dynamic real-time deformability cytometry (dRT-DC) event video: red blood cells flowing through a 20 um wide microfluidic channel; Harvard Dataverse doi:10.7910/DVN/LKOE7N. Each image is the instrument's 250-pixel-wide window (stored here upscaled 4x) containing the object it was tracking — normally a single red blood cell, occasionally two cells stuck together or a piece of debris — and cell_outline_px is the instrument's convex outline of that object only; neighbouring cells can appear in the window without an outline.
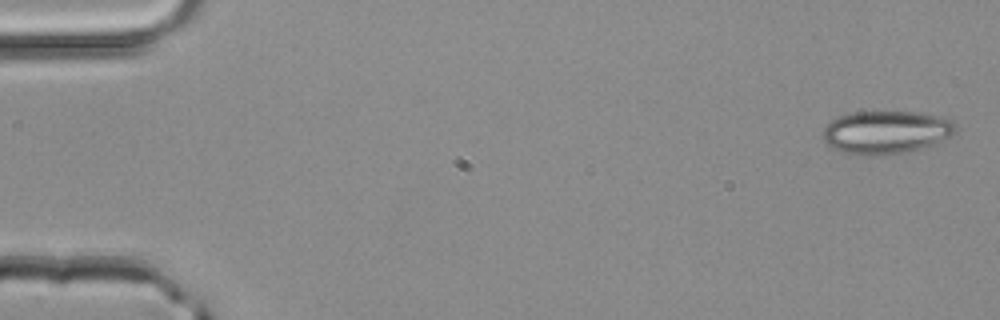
{"species": "common noctule bat (a hibernating species)", "species_latin": "Nyctalus noctula", "temperature_condition": "room temperature", "stored_images_in_passage": 49, "camera_frame_rate_fps": 3000, "um_per_image_px": 0.085, "animal": {"sex": "male", "body_mass_g": 20.4}, "frame": {"image": 1, "passage_image": 1, "time_ms": 0.0, "image_size_px": [1000, 320], "cell_outline_px": [[956, 132], [952, 136], [932, 144], [920, 148], [904, 152], [884, 156], [860, 156], [840, 152], [832, 148], [824, 140], [824, 128], [832, 120], [840, 116], [852, 112], [920, 112], [952, 120], [956, 128]], "centroid_in_image_um": [75.3, 11.26], "position_along_channel_um": 9.7, "area_um2": 33.35}}
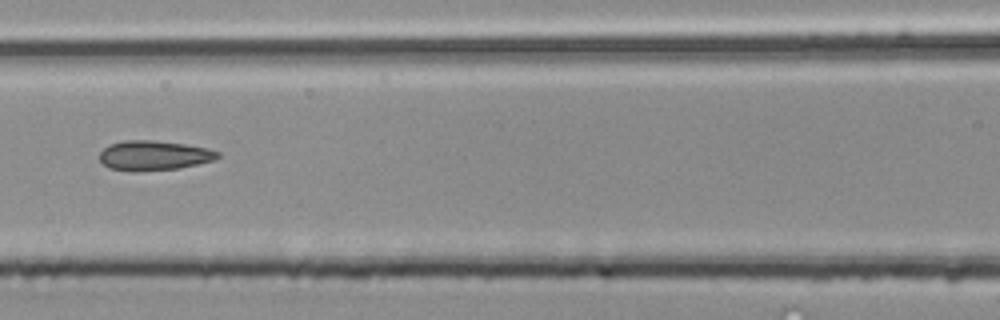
{"frame": {"image": 2, "passage_image": 22, "time_ms": 7.0, "image_size_px": [1000, 320], "cell_outline_px": [[220, 156], [216, 160], [176, 168], [132, 172], [112, 168], [104, 164], [100, 160], [100, 152], [108, 144], [124, 140], [152, 140], [184, 144], [208, 148], [220, 152]], "centroid_in_image_um": [13.09, 13.2], "position_along_channel_um": 153.5, "area_um2": 20.4}}
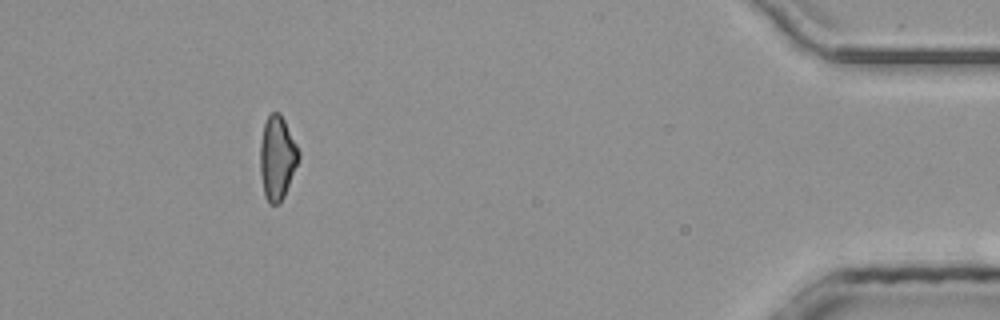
{"frame": {"image": 3, "passage_image": 45, "time_ms": 14.667, "image_size_px": [1000, 320], "cell_outline_px": [[300, 156], [284, 196], [280, 204], [268, 204], [264, 192], [260, 172], [260, 144], [264, 124], [268, 116], [272, 112], [280, 112], [300, 152]], "centroid_in_image_um": [23.55, 13.42], "position_along_channel_um": 411.6, "area_um2": 18.61}, "authors_computed_cell_mechanics": {"area_um2": 19.9988, "velocity_mm_per_s": 4.1957, "shape_relaxation_time_tau1_ms": null, "shape_relaxation_time_tau2_ms": 3.0376, "deformation_change_tau1": null, "deformation_change_tau2": 0.11}}